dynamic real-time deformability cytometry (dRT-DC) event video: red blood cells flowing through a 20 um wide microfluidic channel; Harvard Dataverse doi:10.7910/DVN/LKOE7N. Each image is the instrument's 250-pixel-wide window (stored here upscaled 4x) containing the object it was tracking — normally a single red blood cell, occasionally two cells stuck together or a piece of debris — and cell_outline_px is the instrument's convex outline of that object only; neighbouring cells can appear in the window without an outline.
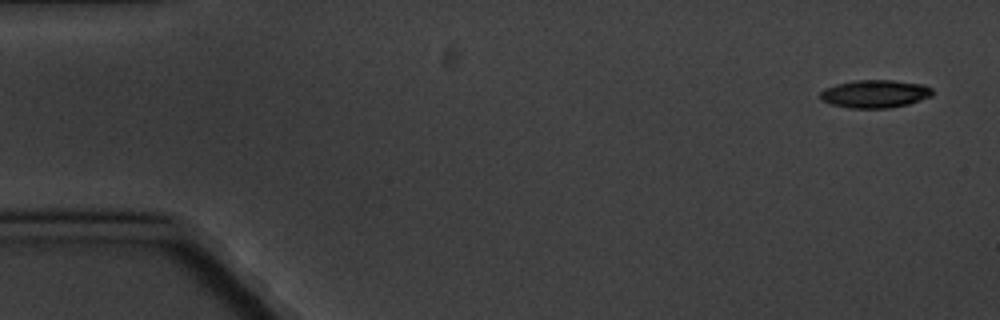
{"species": "common noctule bat (a hibernating species)", "species_latin": "Nyctalus noctula", "temperature_condition": "cold", "stored_images_in_passage": 5, "camera_frame_rate_fps": 3000, "um_per_image_px": 0.085, "animal": {"sex": "male", "body_mass_g": 20.1, "forearm_length_mm": 53.5}, "frame": {"image": 1, "passage_image": 1, "time_ms": 0.0, "image_size_px": [1000, 320], "cell_outline_px": [[932, 96], [908, 104], [888, 108], [848, 108], [832, 104], [820, 100], [820, 92], [824, 88], [836, 84], [856, 80], [892, 80], [924, 84], [932, 88]], "centroid_in_image_um": [74.36, 7.97], "position_along_channel_um": 10.6, "area_um2": 18.32}}
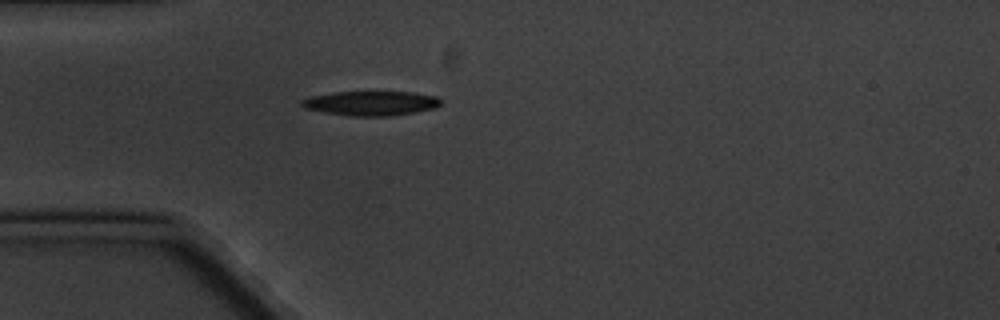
{"frame": {"image": 2, "passage_image": 5, "time_ms": 4.667, "image_size_px": [1000, 320], "cell_outline_px": [[440, 104], [436, 108], [416, 112], [392, 116], [352, 116], [324, 112], [304, 108], [300, 104], [300, 100], [308, 96], [332, 92], [416, 92], [436, 96], [440, 100]], "centroid_in_image_um": [31.51, 8.77], "position_along_channel_um": 53.5, "area_um2": 20.06}}